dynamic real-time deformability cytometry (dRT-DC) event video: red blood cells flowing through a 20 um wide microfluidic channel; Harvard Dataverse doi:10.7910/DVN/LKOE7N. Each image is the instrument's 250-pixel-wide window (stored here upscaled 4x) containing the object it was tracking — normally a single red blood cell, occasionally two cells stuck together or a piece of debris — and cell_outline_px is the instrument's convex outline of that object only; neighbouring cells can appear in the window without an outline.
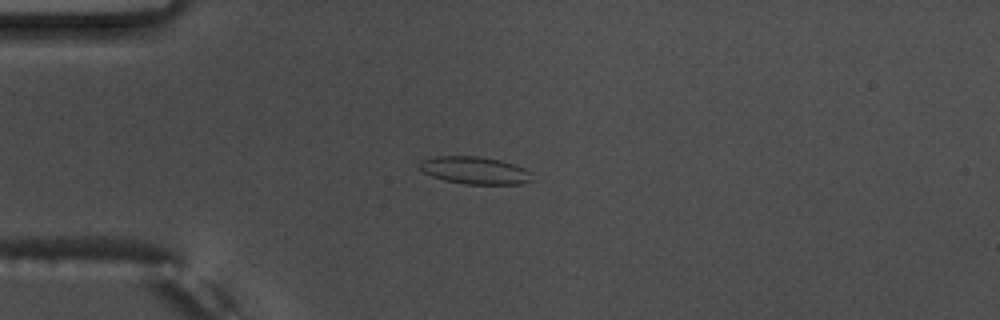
{"species": "common noctule bat (a hibernating species)", "species_latin": "Nyctalus noctula", "temperature_condition": "warm", "stored_images_in_passage": 56, "camera_frame_rate_fps": 3000, "um_per_image_px": 0.085, "animal": {"sex": "male", "body_mass_g": 17.5, "forearm_length_mm": 52.3}, "frame": {"image": 1, "passage_image": 15, "time_ms": 4.667, "image_size_px": [1000, 320], "cell_outline_px": [[532, 180], [520, 184], [464, 184], [444, 180], [432, 176], [424, 172], [420, 168], [420, 160], [436, 156], [476, 156], [500, 160], [524, 168], [528, 172]], "centroid_in_image_um": [40.32, 14.48], "position_along_channel_um": 44.7, "area_um2": 17.74}}
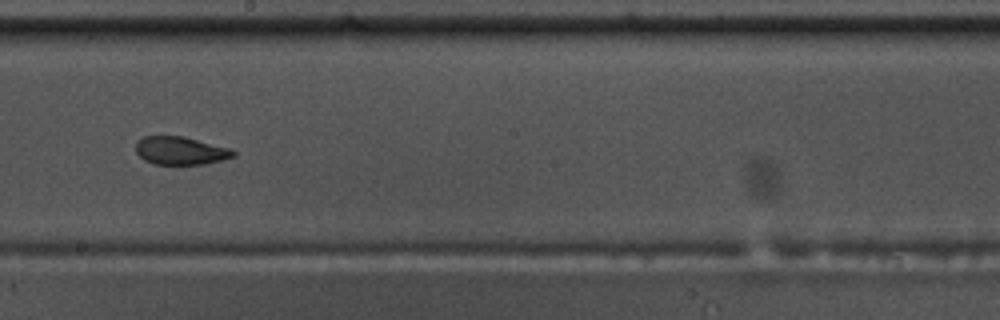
{"frame": {"image": 2, "passage_image": 32, "time_ms": 10.333, "image_size_px": [1000, 320], "cell_outline_px": [[236, 156], [204, 164], [152, 164], [144, 160], [136, 152], [136, 144], [144, 136], [184, 136], [228, 148], [236, 152]], "centroid_in_image_um": [15.33, 12.81], "position_along_channel_um": 232.9, "area_um2": 15.78}}
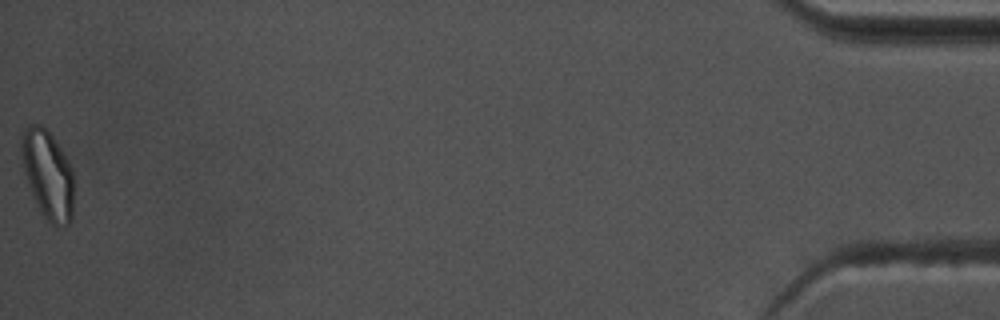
{"frame": {"image": 3, "passage_image": 56, "time_ms": 18.333, "image_size_px": [1000, 320], "cell_outline_px": [[72, 220], [64, 228], [52, 224], [44, 216], [32, 196], [24, 172], [20, 132], [28, 124], [40, 124], [52, 136], [60, 148], [72, 168]], "centroid_in_image_um": [4.04, 14.83], "position_along_channel_um": 431.2, "area_um2": 26.82}, "authors_computed_cell_mechanics": {"area_um2": 17.918, "velocity_mm_per_s": 3.7101, "shape_relaxation_time_tau1_ms": null, "shape_relaxation_time_tau2_ms": 1.9089, "deformation_change_tau1": null, "deformation_change_tau2": 0.0843}}